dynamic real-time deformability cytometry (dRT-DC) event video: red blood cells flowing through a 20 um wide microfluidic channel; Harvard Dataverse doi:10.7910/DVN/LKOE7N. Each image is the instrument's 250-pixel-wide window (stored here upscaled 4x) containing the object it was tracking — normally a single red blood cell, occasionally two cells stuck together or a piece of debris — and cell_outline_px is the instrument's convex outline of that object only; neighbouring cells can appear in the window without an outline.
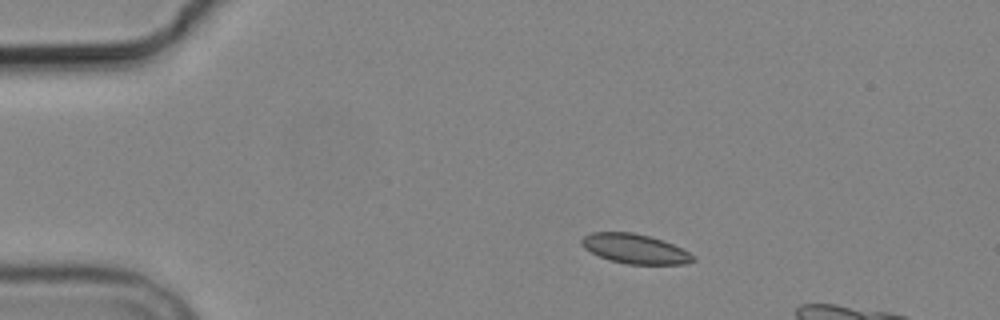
{"species": "common noctule bat (a hibernating species)", "species_latin": "Nyctalus noctula", "temperature_condition": "cold", "stored_images_in_passage": 4, "camera_frame_rate_fps": 3000, "um_per_image_px": 0.085, "animal": {"sex": "male", "body_mass_g": 19.2, "forearm_length_mm": 51.8}, "frame": {"image": 1, "passage_image": 1, "time_ms": 0.0, "image_size_px": [1000, 320], "cell_outline_px": [[696, 260], [684, 264], [628, 264], [612, 260], [600, 256], [584, 248], [580, 244], [580, 240], [584, 236], [592, 232], [632, 232], [648, 236], [672, 244], [696, 256]], "centroid_in_image_um": [53.96, 21.14], "position_along_channel_um": 31.0, "area_um2": 18.96}}